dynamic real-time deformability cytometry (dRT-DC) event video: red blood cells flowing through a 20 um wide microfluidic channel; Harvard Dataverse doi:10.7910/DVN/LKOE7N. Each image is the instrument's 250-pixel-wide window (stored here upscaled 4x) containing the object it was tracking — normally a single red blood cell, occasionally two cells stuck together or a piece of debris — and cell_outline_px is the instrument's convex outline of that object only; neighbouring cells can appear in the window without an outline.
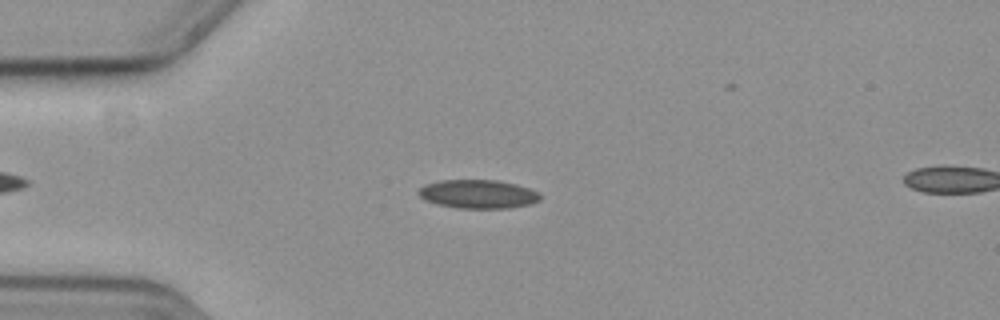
{"species": "common noctule bat (a hibernating species)", "species_latin": "Nyctalus noctula", "temperature_condition": "cold", "stored_images_in_passage": 50, "camera_frame_rate_fps": 3000, "um_per_image_px": 0.085, "animal": {"sex": "female", "body_mass_g": 19.3, "forearm_length_mm": 54.1}, "frame": {"image": 1, "passage_image": 12, "time_ms": 3.667, "image_size_px": [1000, 320], "cell_outline_px": [[540, 200], [528, 204], [508, 208], [456, 208], [436, 204], [424, 200], [416, 192], [424, 184], [440, 180], [496, 180], [516, 184], [528, 188], [536, 192], [540, 196]], "centroid_in_image_um": [40.56, 16.49], "position_along_channel_um": 44.4, "area_um2": 20.29}}
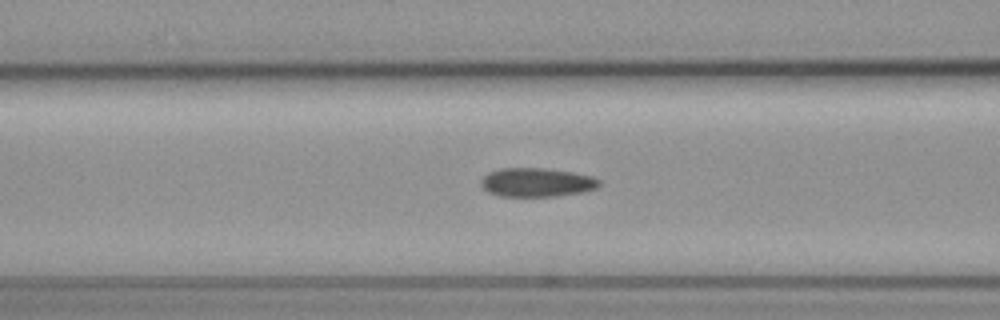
{"frame": {"image": 2, "passage_image": 20, "time_ms": 6.333, "image_size_px": [1000, 320], "cell_outline_px": [[600, 184], [596, 188], [584, 192], [556, 196], [500, 196], [488, 192], [480, 184], [480, 180], [488, 172], [500, 168], [544, 168], [572, 172], [592, 176], [600, 180]], "centroid_in_image_um": [45.61, 15.5], "position_along_channel_um": 121.0, "area_um2": 19.94}}
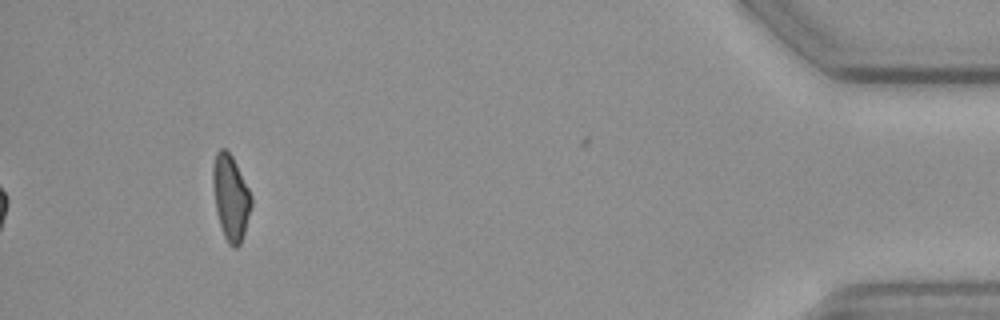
{"frame": {"image": 3, "passage_image": 50, "time_ms": 16.333, "image_size_px": [1000, 320], "cell_outline_px": [[252, 204], [244, 232], [240, 244], [236, 248], [232, 248], [228, 244], [224, 236], [220, 224], [216, 208], [212, 184], [212, 172], [216, 152], [220, 148], [224, 148], [232, 156], [252, 196]], "centroid_in_image_um": [19.6, 16.79], "position_along_channel_um": 415.6, "area_um2": 18.84}, "authors_computed_cell_mechanics": {"area_um2": 20.1144, "velocity_mm_per_s": 3.6658, "shape_relaxation_time_tau1_ms": 10.0608, "shape_relaxation_time_tau2_ms": 5.3199, "deformation_change_tau1": 0.1524, "deformation_change_tau2": 0.0933}}